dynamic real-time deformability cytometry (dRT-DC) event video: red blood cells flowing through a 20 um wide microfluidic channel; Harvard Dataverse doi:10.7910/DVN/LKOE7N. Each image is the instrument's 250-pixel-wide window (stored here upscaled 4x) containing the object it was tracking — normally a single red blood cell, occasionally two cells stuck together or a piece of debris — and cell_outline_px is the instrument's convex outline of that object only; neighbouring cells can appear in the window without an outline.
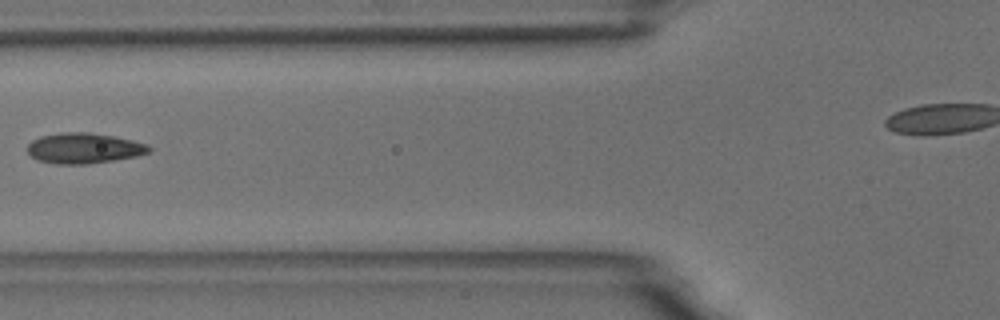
{"species": "common noctule bat (a hibernating species)", "species_latin": "Nyctalus noctula", "temperature_condition": "room temperature", "stored_images_in_passage": 4, "camera_frame_rate_fps": 3000, "um_per_image_px": 0.085, "animal": {"sex": "male", "body_mass_g": 18.8}, "frame": {"image": 1, "passage_image": 3, "time_ms": 2.333, "image_size_px": [1000, 320], "cell_outline_px": [[152, 152], [136, 156], [88, 164], [56, 164], [36, 160], [28, 152], [28, 144], [32, 140], [40, 136], [60, 132], [88, 132], [112, 136], [132, 140], [148, 144], [152, 148]], "centroid_in_image_um": [7.13, 12.59], "position_along_channel_um": 118.7, "area_um2": 21.68}}